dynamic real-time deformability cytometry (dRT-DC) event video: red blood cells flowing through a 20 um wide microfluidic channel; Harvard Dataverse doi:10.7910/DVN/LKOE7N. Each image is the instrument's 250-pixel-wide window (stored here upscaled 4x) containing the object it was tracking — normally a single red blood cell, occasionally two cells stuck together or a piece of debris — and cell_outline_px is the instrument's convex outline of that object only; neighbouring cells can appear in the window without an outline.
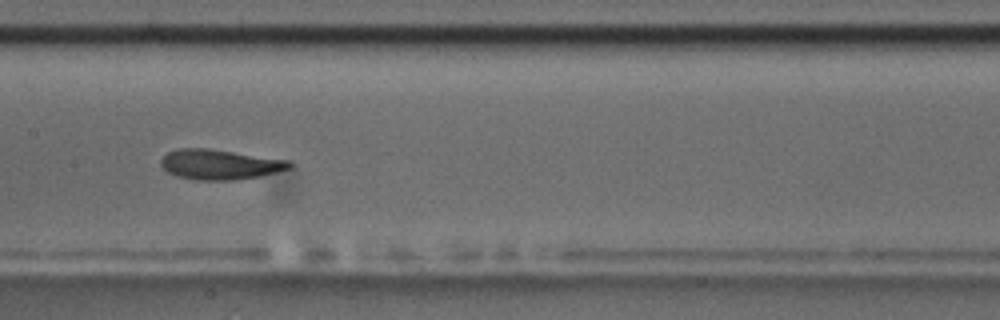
{"species": "common noctule bat (a hibernating species)", "species_latin": "Nyctalus noctula", "temperature_condition": "room temperature", "stored_images_in_passage": 7, "camera_frame_rate_fps": 3000, "um_per_image_px": 0.085, "animal": {"sex": "male", "body_mass_g": 17.5, "forearm_length_mm": 52.3}, "frame": {"image": 1, "passage_image": 4, "time_ms": 3.667, "image_size_px": [1000, 320], "cell_outline_px": [[292, 168], [260, 176], [236, 180], [196, 180], [176, 176], [168, 172], [160, 164], [160, 160], [168, 152], [180, 148], [208, 148], [288, 160], [292, 164]], "centroid_in_image_um": [18.67, 13.98], "position_along_channel_um": 188.7, "area_um2": 22.48}}
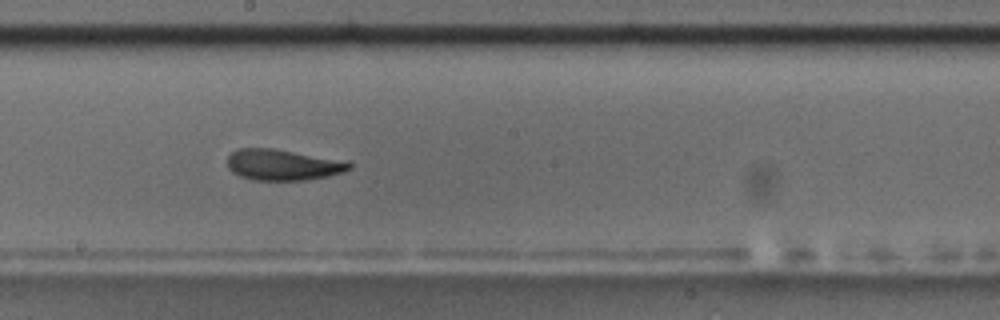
{"frame": {"image": 2, "passage_image": 5, "time_ms": 4.667, "image_size_px": [1000, 320], "cell_outline_px": [[352, 168], [344, 172], [328, 176], [304, 180], [252, 180], [240, 176], [232, 172], [228, 168], [228, 156], [232, 152], [240, 148], [272, 148], [348, 160], [352, 164]], "centroid_in_image_um": [24.09, 14.0], "position_along_channel_um": 224.1, "area_um2": 22.25}}